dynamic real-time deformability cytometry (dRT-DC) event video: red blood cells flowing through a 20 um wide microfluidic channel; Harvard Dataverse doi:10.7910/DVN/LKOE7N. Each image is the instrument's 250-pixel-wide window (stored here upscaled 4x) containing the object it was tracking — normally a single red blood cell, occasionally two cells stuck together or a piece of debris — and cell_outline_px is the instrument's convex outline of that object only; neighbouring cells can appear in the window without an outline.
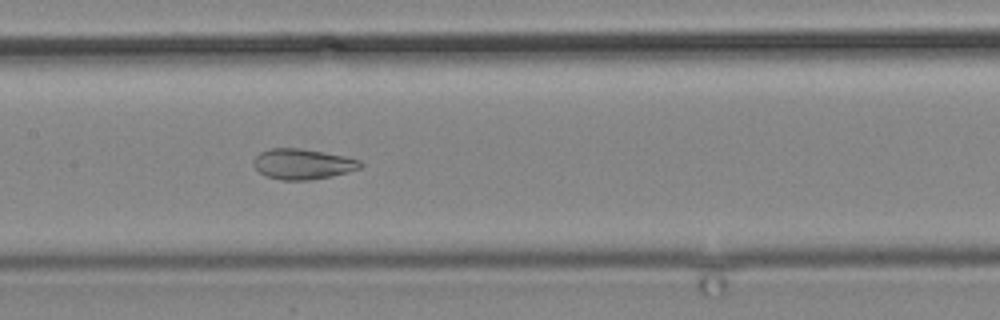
{"species": "common noctule bat (a hibernating species)", "species_latin": "Nyctalus noctula", "temperature_condition": "cold", "stored_images_in_passage": 6, "camera_frame_rate_fps": 3000, "um_per_image_px": 0.085, "animal": {"sex": "male", "body_mass_g": 19.2, "forearm_length_mm": 51.8}, "frame": {"image": 1, "passage_image": 6, "time_ms": 5.667, "image_size_px": [1000, 320], "cell_outline_px": [[364, 164], [360, 168], [348, 172], [332, 176], [308, 180], [280, 180], [264, 176], [252, 164], [252, 160], [260, 152], [268, 148], [296, 148], [348, 156], [360, 160]], "centroid_in_image_um": [25.72, 13.94], "position_along_channel_um": 181.7, "area_um2": 19.13}}